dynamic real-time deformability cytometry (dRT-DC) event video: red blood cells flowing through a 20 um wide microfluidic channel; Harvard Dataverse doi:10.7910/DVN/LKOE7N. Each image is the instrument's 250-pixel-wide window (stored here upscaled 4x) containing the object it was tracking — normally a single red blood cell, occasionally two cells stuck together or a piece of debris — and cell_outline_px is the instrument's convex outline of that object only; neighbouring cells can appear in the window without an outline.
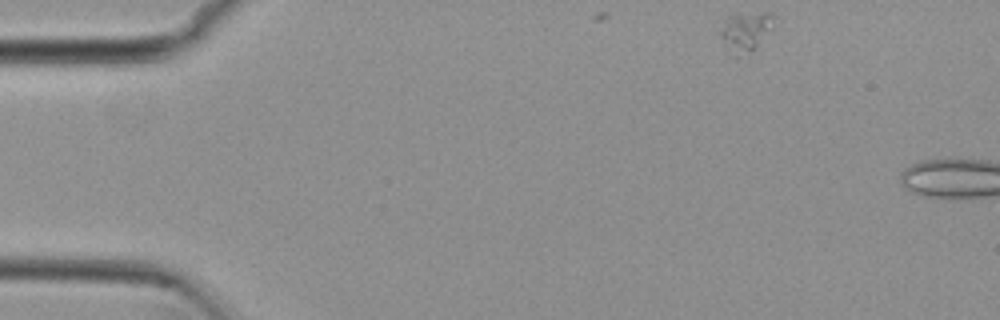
{"species": "common noctule bat (a hibernating species)", "species_latin": "Nyctalus noctula", "temperature_condition": "cold", "stored_images_in_passage": 8, "camera_frame_rate_fps": 3000, "um_per_image_px": 0.085, "animal": {"sex": "female", "body_mass_g": 29.2, "forearm_length_mm": 56.3}, "frame": {"image": 1, "passage_image": 1, "time_ms": 0.0, "image_size_px": [1000, 320], "cell_outline_px": [[772, 28], [756, 48], [736, 56], [724, 44], [720, 32], [728, 16], [736, 12], [768, 12], [772, 16]], "centroid_in_image_um": [63.38, 2.62], "position_along_channel_um": 21.6, "area_um2": 11.96}}